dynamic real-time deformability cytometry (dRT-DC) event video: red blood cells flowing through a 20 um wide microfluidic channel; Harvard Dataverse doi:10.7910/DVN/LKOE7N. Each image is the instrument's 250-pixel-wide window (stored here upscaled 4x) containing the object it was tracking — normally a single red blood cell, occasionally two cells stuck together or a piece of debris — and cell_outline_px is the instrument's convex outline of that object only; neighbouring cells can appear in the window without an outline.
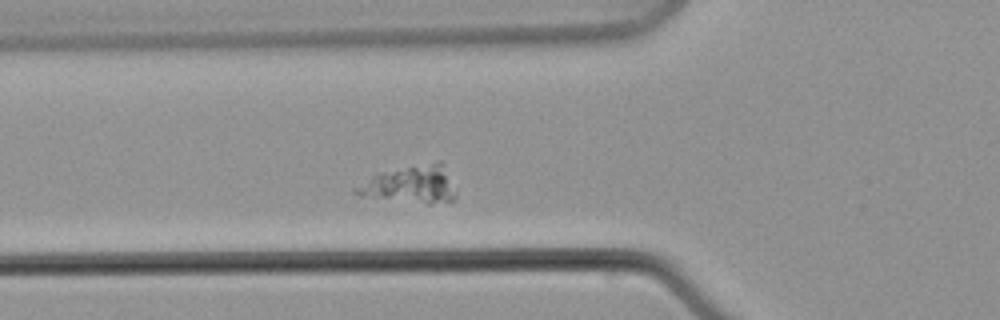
{"species": "common noctule bat (a hibernating species)", "species_latin": "Nyctalus noctula", "temperature_condition": "warm", "stored_images_in_passage": 5, "camera_frame_rate_fps": 3000, "um_per_image_px": 0.085, "animal": {"sex": "male", "body_mass_g": 21.5, "forearm_length_mm": 52.0}, "frame": {"image": 1, "passage_image": 4, "time_ms": 3.667, "image_size_px": [1000, 320], "cell_outline_px": [[456, 200], [432, 204], [428, 204], [360, 196], [352, 192], [352, 188], [372, 176], [380, 172], [440, 160], [456, 192]], "centroid_in_image_um": [34.88, 15.7], "position_along_channel_um": 90.9, "area_um2": 21.73}}